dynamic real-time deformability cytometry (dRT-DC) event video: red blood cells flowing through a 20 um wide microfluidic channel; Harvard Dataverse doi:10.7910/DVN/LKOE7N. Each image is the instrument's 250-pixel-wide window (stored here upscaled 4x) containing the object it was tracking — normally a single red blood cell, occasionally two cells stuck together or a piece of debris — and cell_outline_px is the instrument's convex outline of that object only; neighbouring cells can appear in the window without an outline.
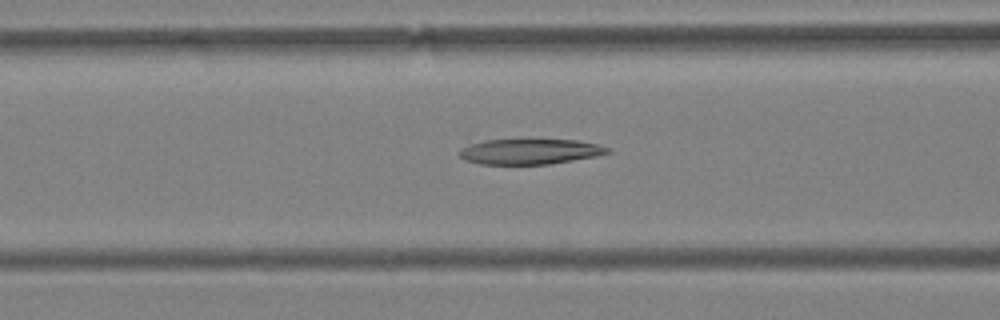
{"species": "Egyptian fruit bat (a non-hibernating species)", "species_latin": "Rousettus aegyptiacus", "temperature_condition": "warm", "stored_images_in_passage": 46, "camera_frame_rate_fps": 3000, "um_per_image_px": 0.085, "animal": {"sex": "female"}, "frame": {"image": 1, "passage_image": 13, "time_ms": 4.0, "image_size_px": [1000, 320], "cell_outline_px": [[612, 152], [596, 156], [548, 164], [480, 164], [464, 160], [460, 156], [460, 148], [484, 140], [580, 140], [600, 144], [608, 148]], "centroid_in_image_um": [45.07, 12.88], "position_along_channel_um": 121.5, "area_um2": 21.79}}
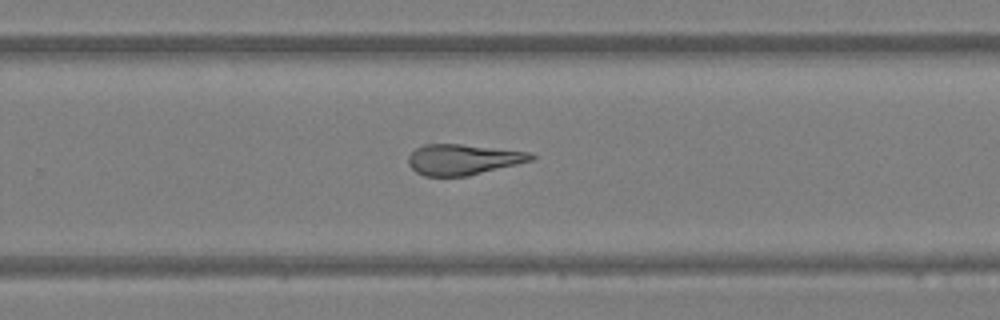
{"frame": {"image": 2, "passage_image": 27, "time_ms": 8.667, "image_size_px": [1000, 320], "cell_outline_px": [[536, 156], [532, 160], [468, 176], [424, 176], [416, 172], [408, 164], [408, 156], [416, 148], [424, 144], [460, 144], [528, 152]], "centroid_in_image_um": [39.31, 13.56], "position_along_channel_um": 290.5, "area_um2": 21.68}}
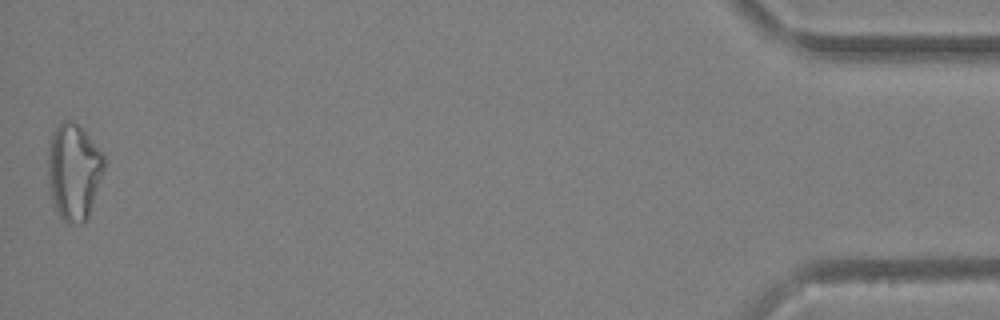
{"frame": {"image": 3, "passage_image": 46, "time_ms": 15.0, "image_size_px": [1000, 320], "cell_outline_px": [[104, 168], [88, 216], [84, 224], [68, 224], [60, 216], [52, 204], [48, 188], [48, 144], [52, 132], [60, 120], [72, 120], [84, 128], [104, 156]], "centroid_in_image_um": [6.23, 14.56], "position_along_channel_um": 429.0, "area_um2": 32.02}, "authors_computed_cell_mechanics": {"area_um2": 24.3049, "velocity_mm_per_s": 3.6246, "shape_relaxation_time_tau1_ms": null, "shape_relaxation_time_tau2_ms": 0.9969, "deformation_change_tau1": null, "deformation_change_tau2": 0.1117}}